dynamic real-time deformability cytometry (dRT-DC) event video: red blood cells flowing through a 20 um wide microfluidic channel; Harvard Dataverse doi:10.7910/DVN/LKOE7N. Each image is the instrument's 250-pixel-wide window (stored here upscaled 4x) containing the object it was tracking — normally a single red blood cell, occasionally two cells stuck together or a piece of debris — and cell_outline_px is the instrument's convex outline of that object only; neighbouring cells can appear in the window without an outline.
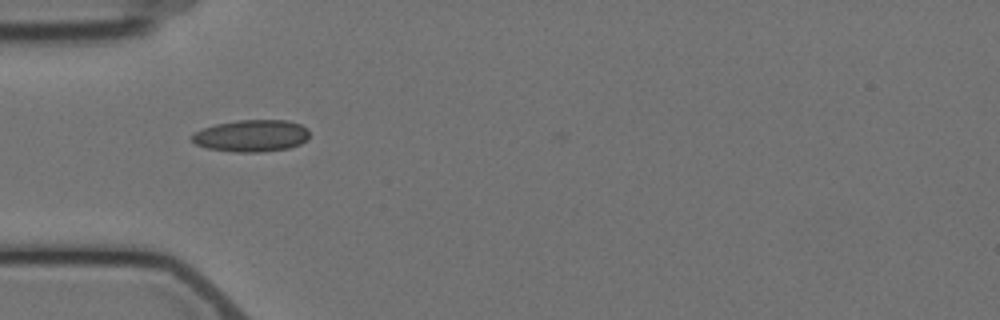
{"species": "Egyptian fruit bat (a non-hibernating species)", "species_latin": "Rousettus aegyptiacus", "temperature_condition": "cold", "stored_images_in_passage": 2, "camera_frame_rate_fps": 3000, "um_per_image_px": 0.085, "animal": {"sex": "female"}, "frame": {"image": 1, "passage_image": 1, "time_ms": 0.0, "image_size_px": [1000, 320], "cell_outline_px": [[308, 140], [300, 144], [288, 148], [260, 152], [236, 152], [208, 148], [196, 144], [192, 140], [192, 136], [196, 132], [204, 128], [216, 124], [236, 120], [288, 120], [300, 124], [308, 128]], "centroid_in_image_um": [21.42, 11.53], "position_along_channel_um": 63.6, "area_um2": 21.79}}
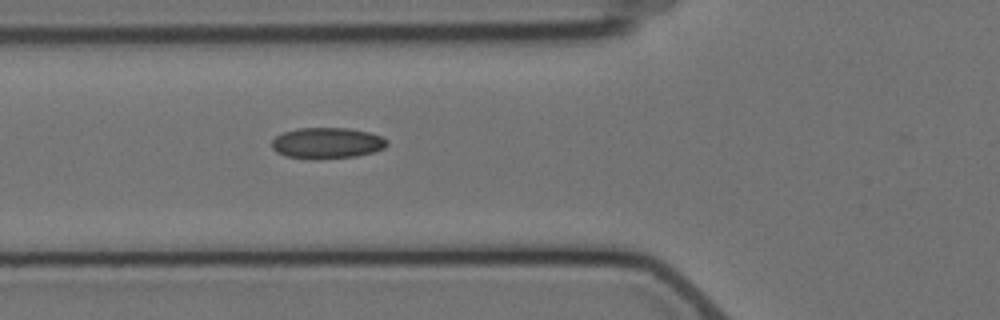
{"frame": {"image": 2, "passage_image": 2, "time_ms": 1.0, "image_size_px": [1000, 320], "cell_outline_px": [[388, 144], [384, 148], [372, 152], [356, 156], [320, 160], [312, 160], [284, 156], [276, 152], [272, 148], [272, 140], [276, 136], [284, 132], [296, 128], [348, 128], [368, 132], [384, 136], [388, 140]], "centroid_in_image_um": [27.79, 12.17], "position_along_channel_um": 98.0, "area_um2": 21.21}}